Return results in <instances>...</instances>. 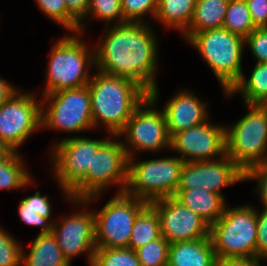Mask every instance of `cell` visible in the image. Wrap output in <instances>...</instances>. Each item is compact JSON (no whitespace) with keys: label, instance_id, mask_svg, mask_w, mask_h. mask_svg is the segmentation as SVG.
<instances>
[{"label":"cell","instance_id":"8fae6325","mask_svg":"<svg viewBox=\"0 0 267 266\" xmlns=\"http://www.w3.org/2000/svg\"><path fill=\"white\" fill-rule=\"evenodd\" d=\"M41 128L81 132L94 128L88 85L42 95ZM48 102V108L43 105Z\"/></svg>","mask_w":267,"mask_h":266},{"label":"cell","instance_id":"ab89813d","mask_svg":"<svg viewBox=\"0 0 267 266\" xmlns=\"http://www.w3.org/2000/svg\"><path fill=\"white\" fill-rule=\"evenodd\" d=\"M261 259L259 257L229 258L218 261V266H261Z\"/></svg>","mask_w":267,"mask_h":266},{"label":"cell","instance_id":"d4e9b609","mask_svg":"<svg viewBox=\"0 0 267 266\" xmlns=\"http://www.w3.org/2000/svg\"><path fill=\"white\" fill-rule=\"evenodd\" d=\"M195 3L196 0H158L155 19L183 34L190 25Z\"/></svg>","mask_w":267,"mask_h":266},{"label":"cell","instance_id":"60d3db41","mask_svg":"<svg viewBox=\"0 0 267 266\" xmlns=\"http://www.w3.org/2000/svg\"><path fill=\"white\" fill-rule=\"evenodd\" d=\"M19 89L8 83V81L0 78V106L4 104Z\"/></svg>","mask_w":267,"mask_h":266},{"label":"cell","instance_id":"44dd1931","mask_svg":"<svg viewBox=\"0 0 267 266\" xmlns=\"http://www.w3.org/2000/svg\"><path fill=\"white\" fill-rule=\"evenodd\" d=\"M229 0H196L188 29L182 34L188 41L195 33L222 28Z\"/></svg>","mask_w":267,"mask_h":266},{"label":"cell","instance_id":"e575fe53","mask_svg":"<svg viewBox=\"0 0 267 266\" xmlns=\"http://www.w3.org/2000/svg\"><path fill=\"white\" fill-rule=\"evenodd\" d=\"M244 45L250 47L257 60L256 63H267V27L255 28L244 39Z\"/></svg>","mask_w":267,"mask_h":266},{"label":"cell","instance_id":"83f0119b","mask_svg":"<svg viewBox=\"0 0 267 266\" xmlns=\"http://www.w3.org/2000/svg\"><path fill=\"white\" fill-rule=\"evenodd\" d=\"M223 28L244 39L255 29L246 0H229Z\"/></svg>","mask_w":267,"mask_h":266},{"label":"cell","instance_id":"6da1fadb","mask_svg":"<svg viewBox=\"0 0 267 266\" xmlns=\"http://www.w3.org/2000/svg\"><path fill=\"white\" fill-rule=\"evenodd\" d=\"M108 25L95 50V68L138 83L148 94L158 85L157 38L147 21Z\"/></svg>","mask_w":267,"mask_h":266},{"label":"cell","instance_id":"e0dca14e","mask_svg":"<svg viewBox=\"0 0 267 266\" xmlns=\"http://www.w3.org/2000/svg\"><path fill=\"white\" fill-rule=\"evenodd\" d=\"M52 233L70 264L73 257L85 253L88 255L89 265H92L96 249L94 211H78L62 217L60 223H53Z\"/></svg>","mask_w":267,"mask_h":266},{"label":"cell","instance_id":"7402d4cb","mask_svg":"<svg viewBox=\"0 0 267 266\" xmlns=\"http://www.w3.org/2000/svg\"><path fill=\"white\" fill-rule=\"evenodd\" d=\"M22 249V266H71L53 233L38 234L29 254Z\"/></svg>","mask_w":267,"mask_h":266},{"label":"cell","instance_id":"4316f807","mask_svg":"<svg viewBox=\"0 0 267 266\" xmlns=\"http://www.w3.org/2000/svg\"><path fill=\"white\" fill-rule=\"evenodd\" d=\"M24 166L22 156L16 151L0 159V190L21 189L32 183L31 175Z\"/></svg>","mask_w":267,"mask_h":266},{"label":"cell","instance_id":"d6a6232c","mask_svg":"<svg viewBox=\"0 0 267 266\" xmlns=\"http://www.w3.org/2000/svg\"><path fill=\"white\" fill-rule=\"evenodd\" d=\"M122 15L125 22H144L147 13L155 18L158 10V0H121Z\"/></svg>","mask_w":267,"mask_h":266},{"label":"cell","instance_id":"f1b7e54d","mask_svg":"<svg viewBox=\"0 0 267 266\" xmlns=\"http://www.w3.org/2000/svg\"><path fill=\"white\" fill-rule=\"evenodd\" d=\"M91 266H141L131 248H96Z\"/></svg>","mask_w":267,"mask_h":266},{"label":"cell","instance_id":"f546056e","mask_svg":"<svg viewBox=\"0 0 267 266\" xmlns=\"http://www.w3.org/2000/svg\"><path fill=\"white\" fill-rule=\"evenodd\" d=\"M38 7L52 21L79 34L80 22L67 10L65 0H36Z\"/></svg>","mask_w":267,"mask_h":266},{"label":"cell","instance_id":"d6986e66","mask_svg":"<svg viewBox=\"0 0 267 266\" xmlns=\"http://www.w3.org/2000/svg\"><path fill=\"white\" fill-rule=\"evenodd\" d=\"M167 266H218L210 237L169 244Z\"/></svg>","mask_w":267,"mask_h":266},{"label":"cell","instance_id":"cb8c5ba5","mask_svg":"<svg viewBox=\"0 0 267 266\" xmlns=\"http://www.w3.org/2000/svg\"><path fill=\"white\" fill-rule=\"evenodd\" d=\"M242 75L226 96L241 93L245 104H267V63H256L250 78Z\"/></svg>","mask_w":267,"mask_h":266},{"label":"cell","instance_id":"836d02e7","mask_svg":"<svg viewBox=\"0 0 267 266\" xmlns=\"http://www.w3.org/2000/svg\"><path fill=\"white\" fill-rule=\"evenodd\" d=\"M22 249L13 236L0 228V266H22Z\"/></svg>","mask_w":267,"mask_h":266},{"label":"cell","instance_id":"1f68e13d","mask_svg":"<svg viewBox=\"0 0 267 266\" xmlns=\"http://www.w3.org/2000/svg\"><path fill=\"white\" fill-rule=\"evenodd\" d=\"M97 18L107 22L106 26L111 25L112 21L115 20V24L126 23L123 19L121 0H90V7L86 16L83 19Z\"/></svg>","mask_w":267,"mask_h":266},{"label":"cell","instance_id":"8992f818","mask_svg":"<svg viewBox=\"0 0 267 266\" xmlns=\"http://www.w3.org/2000/svg\"><path fill=\"white\" fill-rule=\"evenodd\" d=\"M188 41L214 72L224 92L228 93L243 75L244 38L222 27L195 33Z\"/></svg>","mask_w":267,"mask_h":266},{"label":"cell","instance_id":"4fadbf2b","mask_svg":"<svg viewBox=\"0 0 267 266\" xmlns=\"http://www.w3.org/2000/svg\"><path fill=\"white\" fill-rule=\"evenodd\" d=\"M32 93L17 91L0 106V139L13 151L41 128V101Z\"/></svg>","mask_w":267,"mask_h":266},{"label":"cell","instance_id":"8d00e7d4","mask_svg":"<svg viewBox=\"0 0 267 266\" xmlns=\"http://www.w3.org/2000/svg\"><path fill=\"white\" fill-rule=\"evenodd\" d=\"M256 257L267 260V208L257 211Z\"/></svg>","mask_w":267,"mask_h":266},{"label":"cell","instance_id":"d590c367","mask_svg":"<svg viewBox=\"0 0 267 266\" xmlns=\"http://www.w3.org/2000/svg\"><path fill=\"white\" fill-rule=\"evenodd\" d=\"M258 180L256 191L260 196L263 206L267 208V160L248 169L245 172L246 180Z\"/></svg>","mask_w":267,"mask_h":266},{"label":"cell","instance_id":"30bf717a","mask_svg":"<svg viewBox=\"0 0 267 266\" xmlns=\"http://www.w3.org/2000/svg\"><path fill=\"white\" fill-rule=\"evenodd\" d=\"M115 195L94 212L96 248H129L134 222L149 204L125 192Z\"/></svg>","mask_w":267,"mask_h":266},{"label":"cell","instance_id":"3957f363","mask_svg":"<svg viewBox=\"0 0 267 266\" xmlns=\"http://www.w3.org/2000/svg\"><path fill=\"white\" fill-rule=\"evenodd\" d=\"M89 51L88 45L76 35L60 38L49 53L46 88L42 94L88 85L92 76L87 67H95V51Z\"/></svg>","mask_w":267,"mask_h":266},{"label":"cell","instance_id":"5bb4252c","mask_svg":"<svg viewBox=\"0 0 267 266\" xmlns=\"http://www.w3.org/2000/svg\"><path fill=\"white\" fill-rule=\"evenodd\" d=\"M225 126L206 121L171 137L170 149L183 162L212 161L226 155Z\"/></svg>","mask_w":267,"mask_h":266},{"label":"cell","instance_id":"ac0fdd59","mask_svg":"<svg viewBox=\"0 0 267 266\" xmlns=\"http://www.w3.org/2000/svg\"><path fill=\"white\" fill-rule=\"evenodd\" d=\"M207 102H202L187 90L178 91L163 108L170 137L209 120Z\"/></svg>","mask_w":267,"mask_h":266},{"label":"cell","instance_id":"52a82bcc","mask_svg":"<svg viewBox=\"0 0 267 266\" xmlns=\"http://www.w3.org/2000/svg\"><path fill=\"white\" fill-rule=\"evenodd\" d=\"M247 114L225 128L226 155L244 172L267 160V104H246Z\"/></svg>","mask_w":267,"mask_h":266},{"label":"cell","instance_id":"9c48e42d","mask_svg":"<svg viewBox=\"0 0 267 266\" xmlns=\"http://www.w3.org/2000/svg\"><path fill=\"white\" fill-rule=\"evenodd\" d=\"M158 90V86L152 90L149 96L133 112L125 128L118 136H113V138L118 139V137L124 135L122 144L128 158L134 157L136 151L156 152L171 147V137L168 134L164 111L162 109L160 112L155 108L159 97Z\"/></svg>","mask_w":267,"mask_h":266},{"label":"cell","instance_id":"2e32d148","mask_svg":"<svg viewBox=\"0 0 267 266\" xmlns=\"http://www.w3.org/2000/svg\"><path fill=\"white\" fill-rule=\"evenodd\" d=\"M159 217L161 235L169 244L210 237V225L174 197L150 203Z\"/></svg>","mask_w":267,"mask_h":266},{"label":"cell","instance_id":"ba28073f","mask_svg":"<svg viewBox=\"0 0 267 266\" xmlns=\"http://www.w3.org/2000/svg\"><path fill=\"white\" fill-rule=\"evenodd\" d=\"M128 158L127 195L147 203L176 194L184 163L177 157H164L141 162Z\"/></svg>","mask_w":267,"mask_h":266},{"label":"cell","instance_id":"b9f144b4","mask_svg":"<svg viewBox=\"0 0 267 266\" xmlns=\"http://www.w3.org/2000/svg\"><path fill=\"white\" fill-rule=\"evenodd\" d=\"M13 150L0 139V159L6 158Z\"/></svg>","mask_w":267,"mask_h":266},{"label":"cell","instance_id":"f35d334b","mask_svg":"<svg viewBox=\"0 0 267 266\" xmlns=\"http://www.w3.org/2000/svg\"><path fill=\"white\" fill-rule=\"evenodd\" d=\"M67 10L80 22L79 35L85 31V20L88 9L90 7V0H65ZM83 22V23H82Z\"/></svg>","mask_w":267,"mask_h":266},{"label":"cell","instance_id":"74e56055","mask_svg":"<svg viewBox=\"0 0 267 266\" xmlns=\"http://www.w3.org/2000/svg\"><path fill=\"white\" fill-rule=\"evenodd\" d=\"M255 28L267 27V0H246Z\"/></svg>","mask_w":267,"mask_h":266},{"label":"cell","instance_id":"7a4b0ae2","mask_svg":"<svg viewBox=\"0 0 267 266\" xmlns=\"http://www.w3.org/2000/svg\"><path fill=\"white\" fill-rule=\"evenodd\" d=\"M88 88L93 126L104 124L112 136H118L136 108L149 96L138 83L98 70Z\"/></svg>","mask_w":267,"mask_h":266},{"label":"cell","instance_id":"5b68a950","mask_svg":"<svg viewBox=\"0 0 267 266\" xmlns=\"http://www.w3.org/2000/svg\"><path fill=\"white\" fill-rule=\"evenodd\" d=\"M210 239L217 261L256 257L257 211L250 205L225 207L210 226Z\"/></svg>","mask_w":267,"mask_h":266},{"label":"cell","instance_id":"4dcf8cb0","mask_svg":"<svg viewBox=\"0 0 267 266\" xmlns=\"http://www.w3.org/2000/svg\"><path fill=\"white\" fill-rule=\"evenodd\" d=\"M169 242L161 236L136 250L141 266H167Z\"/></svg>","mask_w":267,"mask_h":266},{"label":"cell","instance_id":"484cf974","mask_svg":"<svg viewBox=\"0 0 267 266\" xmlns=\"http://www.w3.org/2000/svg\"><path fill=\"white\" fill-rule=\"evenodd\" d=\"M161 228L156 209L149 203L137 216L131 232L129 248L140 247L160 238Z\"/></svg>","mask_w":267,"mask_h":266},{"label":"cell","instance_id":"7c38bea8","mask_svg":"<svg viewBox=\"0 0 267 266\" xmlns=\"http://www.w3.org/2000/svg\"><path fill=\"white\" fill-rule=\"evenodd\" d=\"M108 139L70 137L57 141L52 147L54 177L59 182L64 196L70 200V192L85 178L91 167L93 154Z\"/></svg>","mask_w":267,"mask_h":266},{"label":"cell","instance_id":"603a6c76","mask_svg":"<svg viewBox=\"0 0 267 266\" xmlns=\"http://www.w3.org/2000/svg\"><path fill=\"white\" fill-rule=\"evenodd\" d=\"M19 202L18 214L23 223L41 227L40 234L52 233L54 221H49L52 209L48 196H42L37 191L33 196H28Z\"/></svg>","mask_w":267,"mask_h":266},{"label":"cell","instance_id":"ffe728a7","mask_svg":"<svg viewBox=\"0 0 267 266\" xmlns=\"http://www.w3.org/2000/svg\"><path fill=\"white\" fill-rule=\"evenodd\" d=\"M173 197L198 214L210 226L219 219L227 206L220 194L206 190L177 189Z\"/></svg>","mask_w":267,"mask_h":266},{"label":"cell","instance_id":"277c9868","mask_svg":"<svg viewBox=\"0 0 267 266\" xmlns=\"http://www.w3.org/2000/svg\"><path fill=\"white\" fill-rule=\"evenodd\" d=\"M111 140L108 139L93 154L92 165L88 167L85 178L69 193L73 205L85 206L91 203L109 184L121 186L117 193L125 191L128 180V156L122 140Z\"/></svg>","mask_w":267,"mask_h":266},{"label":"cell","instance_id":"9a60e30c","mask_svg":"<svg viewBox=\"0 0 267 266\" xmlns=\"http://www.w3.org/2000/svg\"><path fill=\"white\" fill-rule=\"evenodd\" d=\"M245 180V172L227 155L212 161L185 162L177 189L206 190L220 194L221 188Z\"/></svg>","mask_w":267,"mask_h":266}]
</instances>
